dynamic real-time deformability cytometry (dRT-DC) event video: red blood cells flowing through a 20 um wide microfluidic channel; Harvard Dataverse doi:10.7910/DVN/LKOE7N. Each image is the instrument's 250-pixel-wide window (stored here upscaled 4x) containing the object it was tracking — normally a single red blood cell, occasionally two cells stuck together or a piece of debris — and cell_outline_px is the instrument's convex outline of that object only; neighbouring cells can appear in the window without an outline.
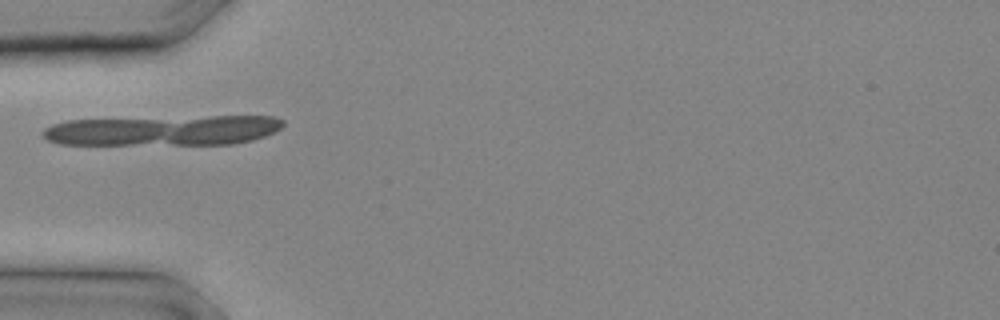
{"species": "common noctule bat (a hibernating species)", "species_latin": "Nyctalus noctula", "temperature_condition": "cold", "stored_images_in_passage": 11, "camera_frame_rate_fps": 3000, "um_per_image_px": 0.085, "animal": {"sex": "male", "body_mass_g": 20.4}, "frame": {"image": 1, "passage_image": 5, "time_ms": 1.333, "image_size_px": [1000, 320], "cell_outline_px": [[152, 136], [136, 140], [100, 144], [96, 144], [60, 140], [48, 136], [48, 132], [56, 128], [72, 124], [136, 124]], "centroid_in_image_um": [8.42, 11.32], "position_along_channel_um": 76.6, "area_um2": 11.5}}
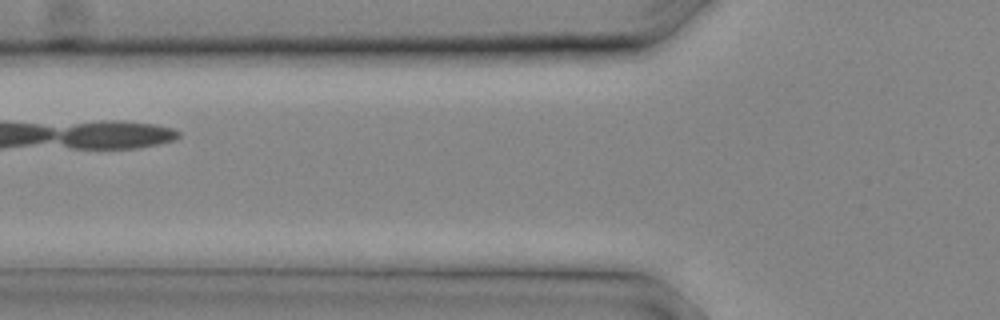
{"frame": {"image": 2, "passage_image": 7, "time_ms": 2.0, "image_size_px": [1000, 320], "cell_outline_px": [[172, 136], [160, 140], [136, 144], [76, 144], [68, 140], [64, 136], [80, 128], [152, 128], [172, 132]], "centroid_in_image_um": [9.92, 11.54], "position_along_channel_um": 115.9, "area_um2": 10.58}}